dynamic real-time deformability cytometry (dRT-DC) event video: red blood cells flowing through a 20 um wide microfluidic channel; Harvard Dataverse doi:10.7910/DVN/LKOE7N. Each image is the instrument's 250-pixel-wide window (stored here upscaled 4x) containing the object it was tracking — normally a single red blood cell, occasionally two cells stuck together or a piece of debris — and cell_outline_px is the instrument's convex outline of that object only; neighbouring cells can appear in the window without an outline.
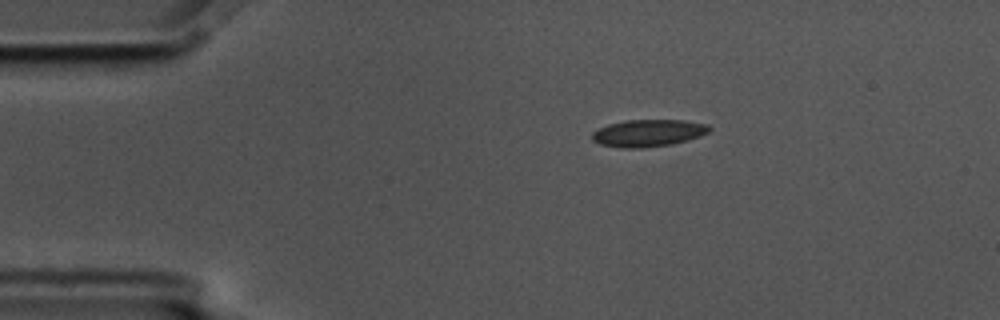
{"species": "common noctule bat (a hibernating species)", "species_latin": "Nyctalus noctula", "temperature_condition": "cold", "stored_images_in_passage": 6, "camera_frame_rate_fps": 3000, "um_per_image_px": 0.085, "animal": {"sex": "male", "body_mass_g": 17.5, "forearm_length_mm": 52.3}, "frame": {"image": 1, "passage_image": 1, "time_ms": 0.0, "image_size_px": [1000, 320], "cell_outline_px": [[712, 128], [708, 132], [700, 136], [688, 140], [672, 144], [640, 148], [624, 148], [600, 144], [592, 140], [592, 132], [596, 128], [608, 124], [628, 120], [684, 120], [708, 124]], "centroid_in_image_um": [55.09, 11.3], "position_along_channel_um": 29.9, "area_um2": 18.61}}
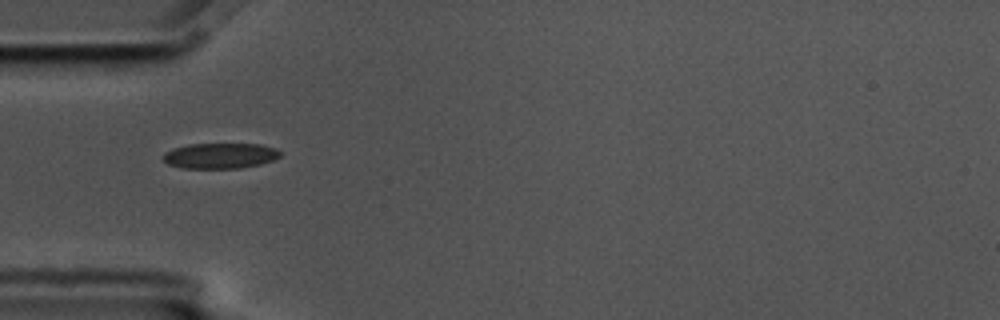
{"frame": {"image": 2, "passage_image": 3, "time_ms": 0.667, "image_size_px": [1000, 320], "cell_outline_px": [[280, 156], [272, 160], [260, 164], [240, 168], [180, 168], [168, 164], [164, 160], [164, 152], [172, 148], [188, 144], [260, 144], [276, 148], [280, 152]], "centroid_in_image_um": [18.69, 13.23], "position_along_channel_um": 66.3, "area_um2": 17.4}}